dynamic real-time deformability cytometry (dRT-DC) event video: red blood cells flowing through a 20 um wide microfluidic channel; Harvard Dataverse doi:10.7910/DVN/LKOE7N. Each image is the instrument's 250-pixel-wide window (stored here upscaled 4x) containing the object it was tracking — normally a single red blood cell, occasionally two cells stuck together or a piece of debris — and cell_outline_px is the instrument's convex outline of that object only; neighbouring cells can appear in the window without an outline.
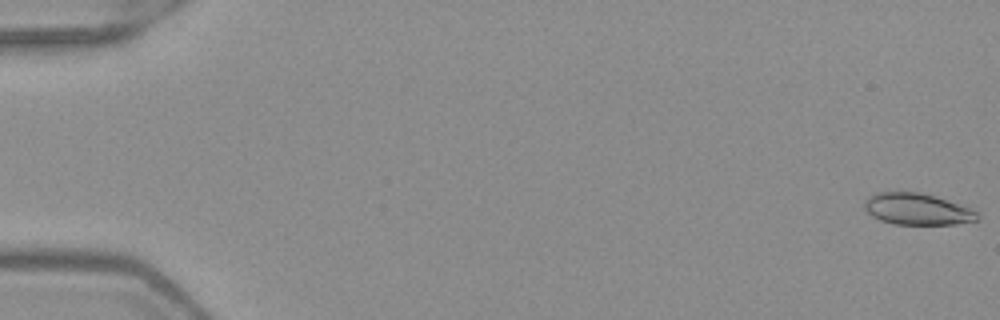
{"species": "Egyptian fruit bat (a non-hibernating species)", "species_latin": "Rousettus aegyptiacus", "temperature_condition": "warm", "stored_images_in_passage": 52, "camera_frame_rate_fps": 3000, "um_per_image_px": 0.085, "frame": {"image": 1, "passage_image": 1, "time_ms": 0.0, "image_size_px": [1000, 320], "cell_outline_px": [[980, 216], [976, 220], [956, 224], [892, 224], [880, 220], [872, 216], [864, 208], [864, 200], [868, 196], [876, 192], [920, 192], [936, 196], [980, 212]], "centroid_in_image_um": [77.94, 17.77], "position_along_channel_um": 7.1, "area_um2": 20.81}}
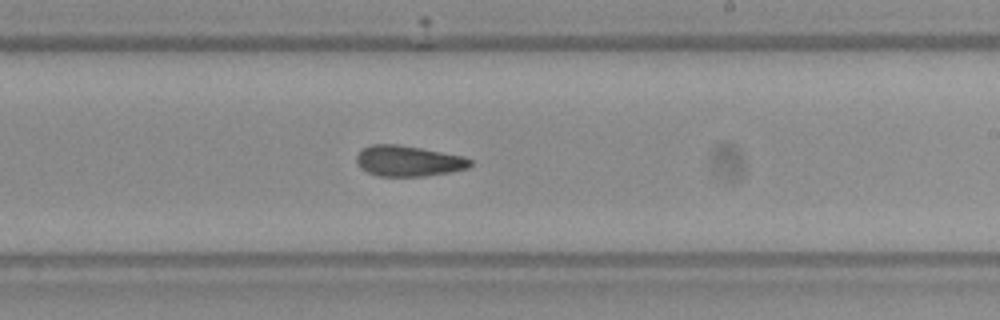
{"frame": {"image": 2, "passage_image": 32, "time_ms": 10.333, "image_size_px": [1000, 320], "cell_outline_px": [[472, 164], [468, 168], [448, 172], [424, 176], [376, 176], [360, 168], [356, 160], [356, 156], [364, 148], [372, 144], [396, 144], [420, 148], [464, 156], [472, 160]], "centroid_in_image_um": [34.71, 13.68], "position_along_channel_um": 254.3, "area_um2": 20.23}}
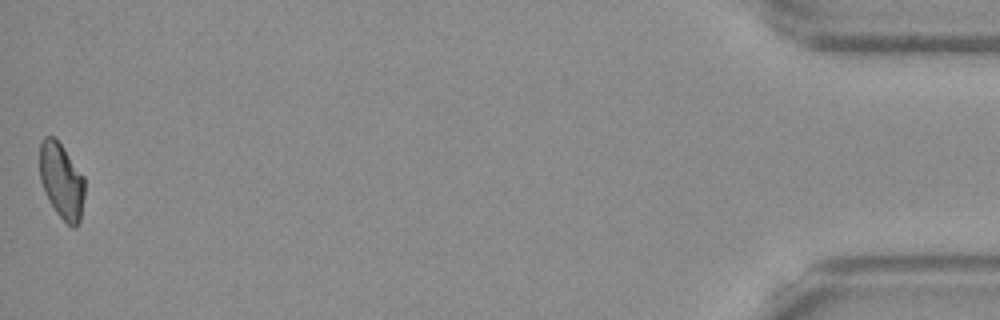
{"frame": {"image": 3, "passage_image": 52, "time_ms": 17.0, "image_size_px": [1000, 320], "cell_outline_px": [[84, 196], [80, 220], [76, 228], [72, 228], [56, 212], [48, 200], [40, 180], [40, 144], [44, 136], [56, 136], [84, 176]], "centroid_in_image_um": [5.23, 15.35], "position_along_channel_um": 430.0, "area_um2": 20.0}, "authors_computed_cell_mechanics": {"area_um2": 20.9525, "velocity_mm_per_s": 4.0036, "shape_relaxation_time_tau1_ms": null, "shape_relaxation_time_tau2_ms": 4.0411, "deformation_change_tau1": null, "deformation_change_tau2": 0.0981}}